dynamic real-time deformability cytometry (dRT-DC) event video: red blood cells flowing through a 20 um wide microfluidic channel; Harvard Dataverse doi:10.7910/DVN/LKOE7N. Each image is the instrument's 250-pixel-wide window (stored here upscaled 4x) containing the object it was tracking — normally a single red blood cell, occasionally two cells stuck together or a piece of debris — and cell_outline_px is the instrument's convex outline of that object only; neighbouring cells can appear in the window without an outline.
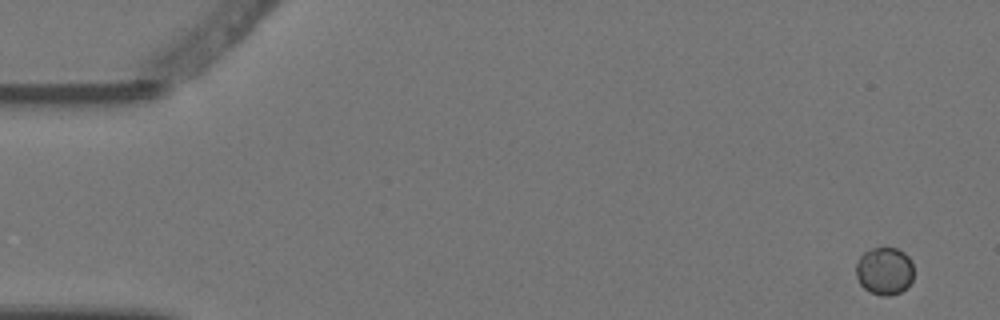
{"species": "Egyptian fruit bat (a non-hibernating species)", "species_latin": "Rousettus aegyptiacus", "temperature_condition": "warm", "stored_images_in_passage": 5, "camera_frame_rate_fps": 3000, "um_per_image_px": 0.085, "animal": {"sex": "female"}, "frame": {"image": 1, "passage_image": 1, "time_ms": 0.0, "image_size_px": [1000, 320], "cell_outline_px": [[912, 280], [900, 292], [888, 296], [880, 296], [864, 288], [860, 284], [856, 276], [856, 264], [860, 256], [864, 252], [872, 248], [896, 248], [904, 252], [912, 260]], "centroid_in_image_um": [75.16, 23.02], "position_along_channel_um": 9.8, "area_um2": 15.95}}
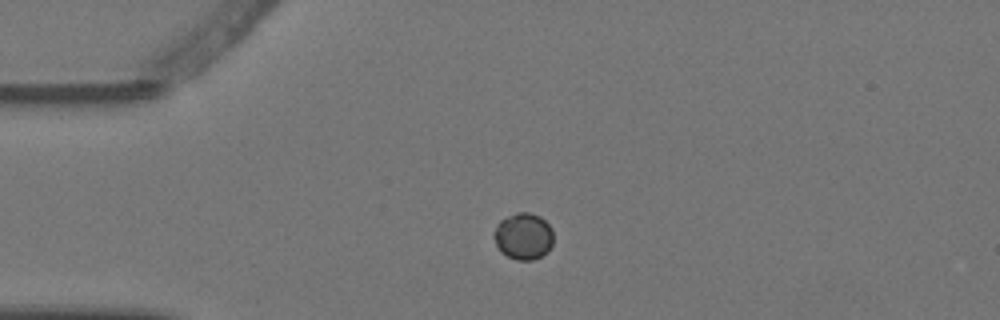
{"frame": {"image": 2, "passage_image": 4, "time_ms": 1.0, "image_size_px": [1000, 320], "cell_outline_px": [[552, 244], [548, 252], [532, 260], [516, 260], [500, 252], [492, 236], [496, 224], [500, 220], [516, 212], [528, 212], [540, 216], [552, 228]], "centroid_in_image_um": [44.46, 20.07], "position_along_channel_um": 40.5, "area_um2": 16.3}}